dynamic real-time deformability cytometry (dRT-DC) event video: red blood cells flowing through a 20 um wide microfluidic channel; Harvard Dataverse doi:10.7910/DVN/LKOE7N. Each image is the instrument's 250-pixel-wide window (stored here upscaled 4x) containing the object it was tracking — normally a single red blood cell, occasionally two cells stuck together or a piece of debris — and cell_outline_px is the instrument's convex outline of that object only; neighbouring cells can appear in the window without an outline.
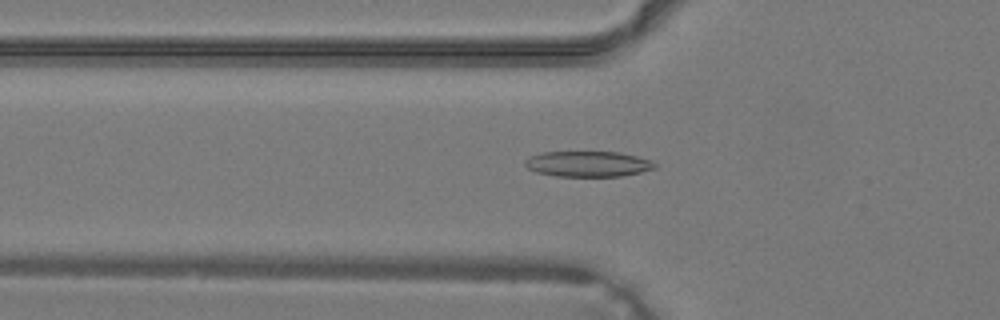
{"species": "common noctule bat (a hibernating species)", "species_latin": "Nyctalus noctula", "temperature_condition": "warm", "stored_images_in_passage": 34, "camera_frame_rate_fps": 3000, "um_per_image_px": 0.085, "animal": {"sex": "male", "body_mass_g": 19.2, "forearm_length_mm": 51.8}, "frame": {"image": 1, "passage_image": 8, "time_ms": 2.333, "image_size_px": [1000, 320], "cell_outline_px": [[656, 168], [640, 172], [620, 176], [556, 176], [536, 172], [528, 168], [524, 164], [524, 160], [528, 156], [544, 152], [620, 152], [652, 160], [656, 164]], "centroid_in_image_um": [49.96, 13.93], "position_along_channel_um": 75.8, "area_um2": 19.36}}
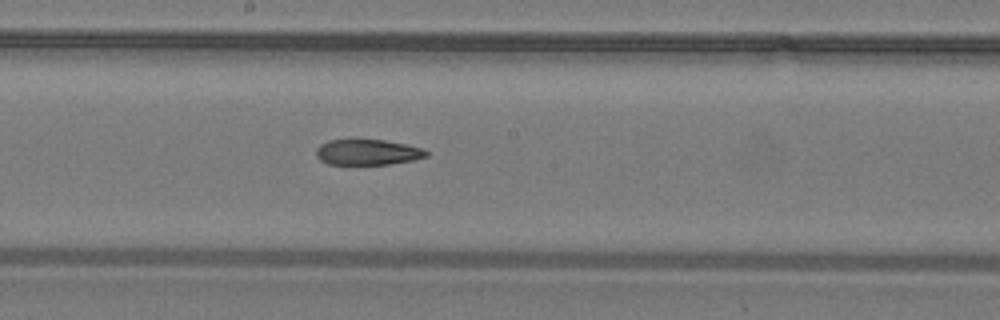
{"frame": {"image": 2, "passage_image": 16, "time_ms": 5.0, "image_size_px": [1000, 320], "cell_outline_px": [[428, 156], [412, 160], [388, 164], [328, 164], [320, 160], [316, 156], [316, 148], [320, 144], [328, 140], [384, 140], [404, 144], [420, 148], [428, 152]], "centroid_in_image_um": [31.2, 12.94], "position_along_channel_um": 217.0, "area_um2": 16.24}}
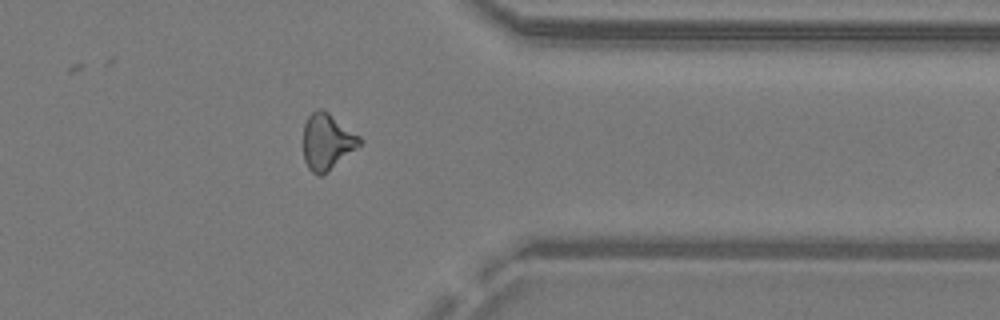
{"frame": {"image": 3, "passage_image": 26, "time_ms": 8.333, "image_size_px": [1000, 320], "cell_outline_px": [[360, 144], [320, 176], [316, 176], [308, 168], [304, 160], [304, 124], [308, 116], [312, 112], [320, 108], [328, 112], [360, 136]], "centroid_in_image_um": [27.76, 12.01], "position_along_channel_um": 383.6, "area_um2": 17.86}}